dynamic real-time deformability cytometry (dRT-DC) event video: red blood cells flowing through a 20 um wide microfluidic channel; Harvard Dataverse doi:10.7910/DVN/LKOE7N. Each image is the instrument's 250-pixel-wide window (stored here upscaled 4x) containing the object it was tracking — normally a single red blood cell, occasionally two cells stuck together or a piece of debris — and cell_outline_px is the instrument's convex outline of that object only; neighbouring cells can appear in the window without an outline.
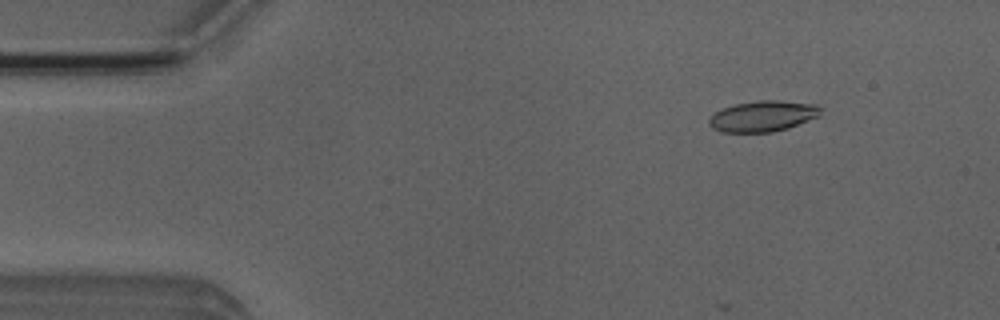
{"species": "Egyptian fruit bat (a non-hibernating species)", "species_latin": "Rousettus aegyptiacus", "temperature_condition": "room temperature", "stored_images_in_passage": 7, "camera_frame_rate_fps": 3000, "um_per_image_px": 0.085, "animal": {"sex": "male"}, "frame": {"image": 1, "passage_image": 2, "time_ms": 1.333, "image_size_px": [1000, 320], "cell_outline_px": [[820, 116], [788, 128], [772, 132], [720, 132], [712, 128], [708, 124], [708, 120], [716, 112], [724, 108], [736, 104], [760, 100], [776, 100], [820, 104]], "centroid_in_image_um": [64.87, 9.87], "position_along_channel_um": 20.1, "area_um2": 20.06}}
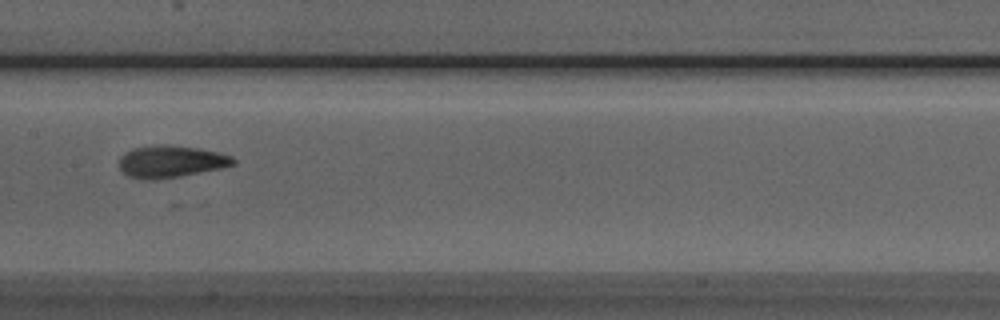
{"frame": {"image": 2, "passage_image": 7, "time_ms": 7.667, "image_size_px": [1000, 320], "cell_outline_px": [[236, 164], [220, 168], [180, 176], [152, 180], [140, 180], [128, 176], [120, 172], [120, 156], [124, 152], [132, 148], [160, 144], [168, 144], [196, 148], [220, 152], [232, 156], [236, 160]], "centroid_in_image_um": [14.49, 13.73], "position_along_channel_um": 192.9, "area_um2": 21.56}}